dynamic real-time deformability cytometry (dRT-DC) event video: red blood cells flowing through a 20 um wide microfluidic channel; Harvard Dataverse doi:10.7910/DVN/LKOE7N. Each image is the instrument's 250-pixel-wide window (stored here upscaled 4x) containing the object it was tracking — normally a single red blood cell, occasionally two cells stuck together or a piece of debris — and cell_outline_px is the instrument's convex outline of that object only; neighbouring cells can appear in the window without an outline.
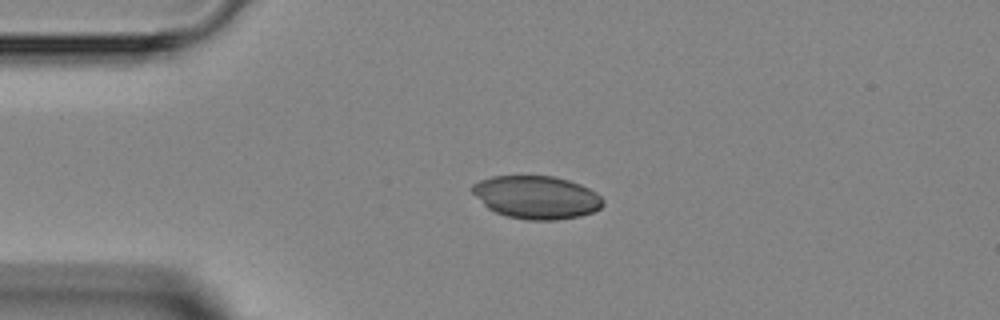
{"species": "Egyptian fruit bat (a non-hibernating species)", "species_latin": "Rousettus aegyptiacus", "temperature_condition": "room temperature", "stored_images_in_passage": 2, "camera_frame_rate_fps": 3000, "um_per_image_px": 0.085, "animal": {"sex": "female"}, "frame": {"image": 1, "passage_image": 1, "time_ms": 0.0, "image_size_px": [1000, 320], "cell_outline_px": [[604, 204], [600, 208], [592, 212], [580, 216], [556, 220], [528, 220], [508, 216], [496, 212], [488, 208], [472, 192], [472, 184], [480, 180], [492, 176], [556, 176], [580, 184], [596, 192], [604, 200]], "centroid_in_image_um": [45.62, 16.76], "position_along_channel_um": 39.4, "area_um2": 32.66}}
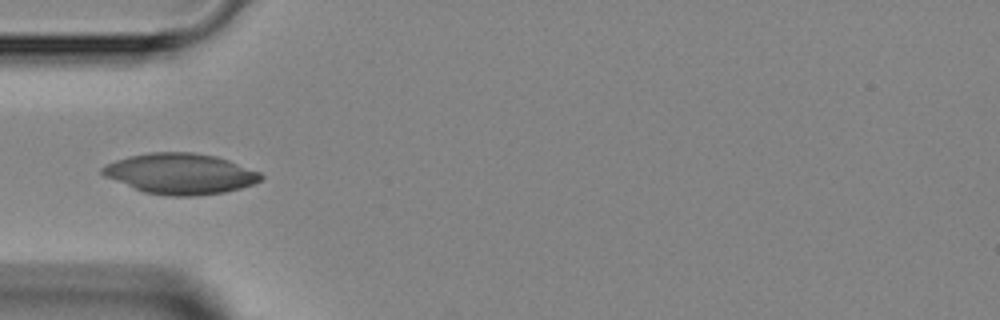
{"frame": {"image": 2, "passage_image": 2, "time_ms": 1.333, "image_size_px": [1000, 320], "cell_outline_px": [[264, 176], [260, 180], [252, 184], [240, 188], [224, 192], [192, 196], [168, 196], [144, 192], [104, 176], [100, 172], [100, 168], [116, 160], [128, 156], [148, 152], [192, 152], [216, 156], [228, 160], [260, 172]], "centroid_in_image_um": [15.31, 14.76], "position_along_channel_um": 69.7, "area_um2": 37.4}}